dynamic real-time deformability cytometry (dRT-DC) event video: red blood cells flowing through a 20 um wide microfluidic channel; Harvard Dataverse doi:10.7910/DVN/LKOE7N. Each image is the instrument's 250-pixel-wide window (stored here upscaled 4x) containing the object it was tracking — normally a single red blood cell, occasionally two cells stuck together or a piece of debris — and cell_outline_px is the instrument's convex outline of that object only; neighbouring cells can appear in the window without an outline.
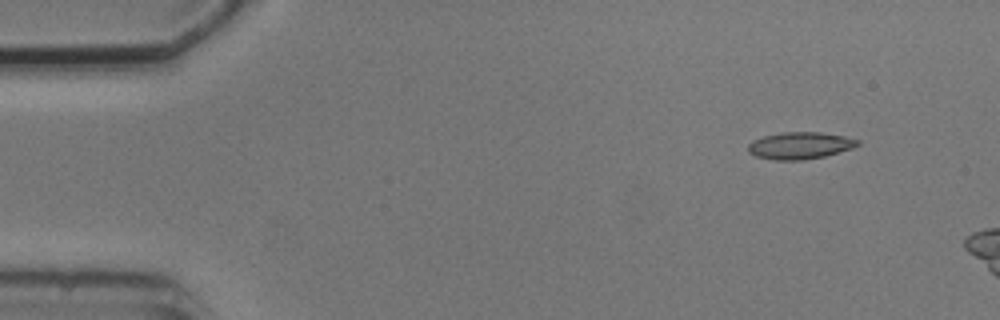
{"species": "common noctule bat (a hibernating species)", "species_latin": "Nyctalus noctula", "temperature_condition": "cold", "stored_images_in_passage": 5, "camera_frame_rate_fps": 3000, "um_per_image_px": 0.085, "animal": {"sex": "male", "body_mass_g": 20.5, "forearm_length_mm": 52.5}, "frame": {"image": 1, "passage_image": 2, "time_ms": 1.333, "image_size_px": [1000, 320], "cell_outline_px": [[860, 144], [852, 148], [824, 156], [804, 160], [776, 160], [756, 156], [748, 152], [748, 144], [752, 140], [764, 136], [784, 132], [820, 132], [844, 136], [860, 140]], "centroid_in_image_um": [67.99, 12.37], "position_along_channel_um": 17.0, "area_um2": 17.17}}